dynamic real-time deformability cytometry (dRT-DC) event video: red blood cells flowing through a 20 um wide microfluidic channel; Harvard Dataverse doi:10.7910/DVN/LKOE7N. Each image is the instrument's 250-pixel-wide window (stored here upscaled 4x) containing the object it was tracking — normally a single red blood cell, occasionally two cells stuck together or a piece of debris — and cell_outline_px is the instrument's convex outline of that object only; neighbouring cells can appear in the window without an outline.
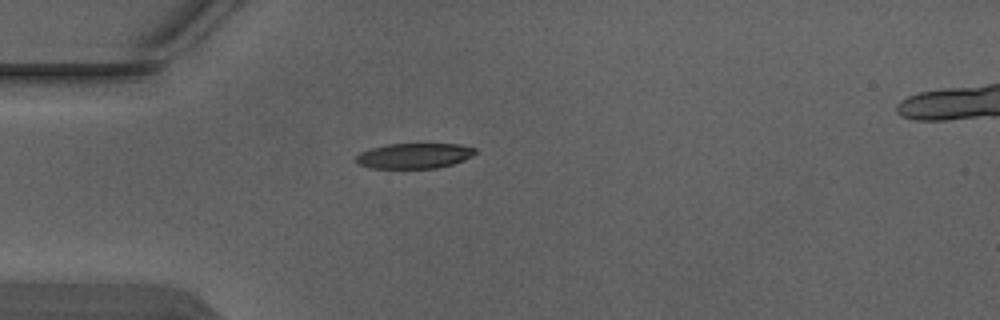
{"species": "Egyptian fruit bat (a non-hibernating species)", "species_latin": "Rousettus aegyptiacus", "temperature_condition": "warm", "stored_images_in_passage": 2, "camera_frame_rate_fps": 3000, "um_per_image_px": 0.085, "animal": {"sex": "male"}, "frame": {"image": 1, "passage_image": 1, "time_ms": 0.0, "image_size_px": [1000, 320], "cell_outline_px": [[476, 152], [472, 156], [452, 164], [436, 168], [372, 168], [360, 164], [356, 160], [356, 156], [360, 152], [372, 148], [388, 144], [460, 144], [476, 148]], "centroid_in_image_um": [35.23, 13.23], "position_along_channel_um": 49.8, "area_um2": 17.4}}